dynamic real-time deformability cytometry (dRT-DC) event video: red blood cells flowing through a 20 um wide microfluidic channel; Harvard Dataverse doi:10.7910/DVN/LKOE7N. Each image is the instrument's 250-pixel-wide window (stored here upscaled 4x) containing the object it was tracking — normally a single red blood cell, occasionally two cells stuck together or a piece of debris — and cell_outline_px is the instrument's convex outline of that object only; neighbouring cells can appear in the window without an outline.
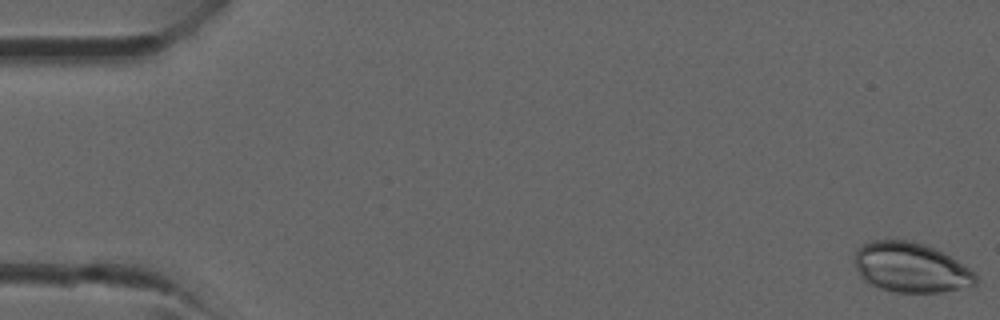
{"species": "common noctule bat (a hibernating species)", "species_latin": "Nyctalus noctula", "temperature_condition": "room temperature", "stored_images_in_passage": 39, "camera_frame_rate_fps": 3000, "um_per_image_px": 0.085, "animal": {"sex": "male", "forearm_length_mm": 52.5}, "frame": {"image": 1, "passage_image": 1, "time_ms": 0.0, "image_size_px": [1000, 320], "cell_outline_px": [[976, 284], [940, 292], [896, 292], [880, 288], [864, 280], [860, 276], [856, 268], [856, 248], [872, 240], [912, 240], [924, 244], [944, 252], [964, 264], [976, 272]], "centroid_in_image_um": [77.43, 22.72], "position_along_channel_um": 7.6, "area_um2": 35.08}}
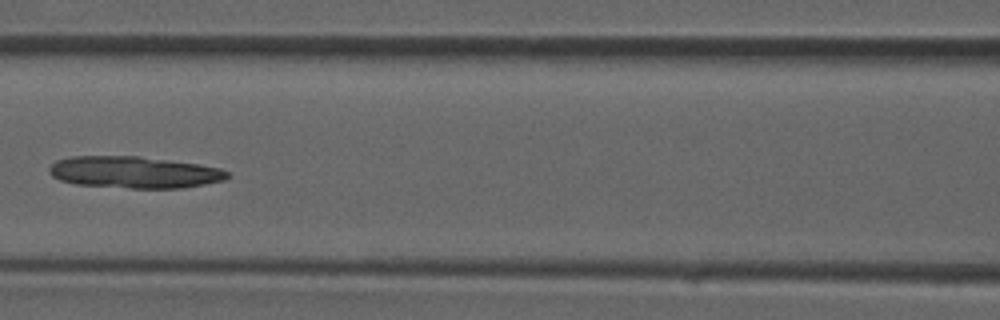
{"frame": {"image": 2, "passage_image": 18, "time_ms": 5.667, "image_size_px": [1000, 320], "cell_outline_px": [[228, 176], [224, 180], [204, 184], [180, 188], [132, 188], [76, 184], [60, 180], [52, 176], [48, 172], [48, 168], [56, 160], [72, 156], [140, 156], [196, 164], [220, 168], [228, 172]], "centroid_in_image_um": [11.36, 14.64], "position_along_channel_um": 155.2, "area_um2": 32.77}}
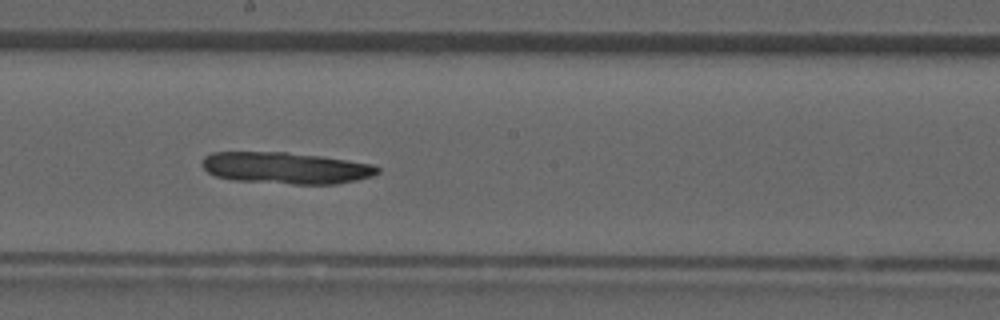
{"frame": {"image": 3, "passage_image": 22, "time_ms": 7.0, "image_size_px": [1000, 320], "cell_outline_px": [[380, 172], [372, 176], [356, 180], [336, 184], [292, 184], [232, 180], [216, 176], [208, 172], [200, 164], [200, 160], [204, 156], [212, 152], [288, 152], [320, 156], [372, 164], [380, 168]], "centroid_in_image_um": [24.26, 14.28], "position_along_channel_um": 223.9, "area_um2": 32.43}}